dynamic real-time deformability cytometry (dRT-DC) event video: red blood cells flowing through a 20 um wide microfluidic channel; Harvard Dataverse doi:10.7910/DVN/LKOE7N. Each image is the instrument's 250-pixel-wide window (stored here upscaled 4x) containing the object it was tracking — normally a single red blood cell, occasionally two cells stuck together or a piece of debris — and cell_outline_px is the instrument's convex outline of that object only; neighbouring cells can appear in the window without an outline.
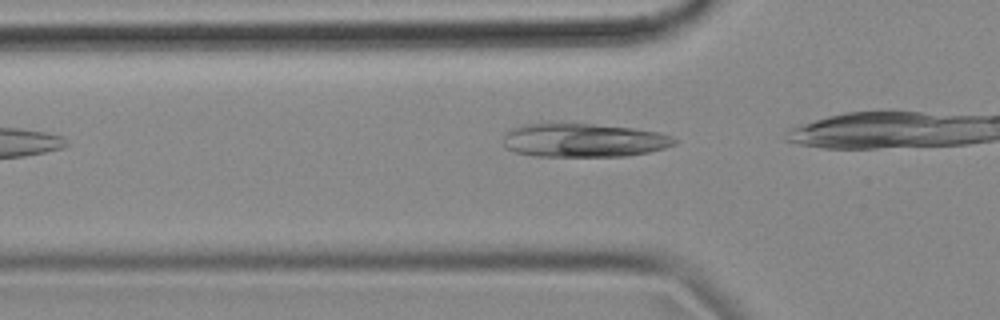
{"species": "common noctule bat (a hibernating species)", "species_latin": "Nyctalus noctula", "temperature_condition": "cold", "stored_images_in_passage": 7, "camera_frame_rate_fps": 3000, "um_per_image_px": 0.085, "animal": {"sex": "female", "body_mass_g": 18.4}, "frame": {"image": 1, "passage_image": 2, "time_ms": 0.333, "image_size_px": [1000, 320], "cell_outline_px": [[676, 144], [664, 148], [648, 152], [624, 156], [532, 156], [516, 152], [504, 148], [504, 132], [508, 128], [524, 124], [548, 120], [556, 120], [632, 128], [656, 132], [672, 136], [676, 140]], "centroid_in_image_um": [49.48, 11.88], "position_along_channel_um": 76.3, "area_um2": 34.68}}
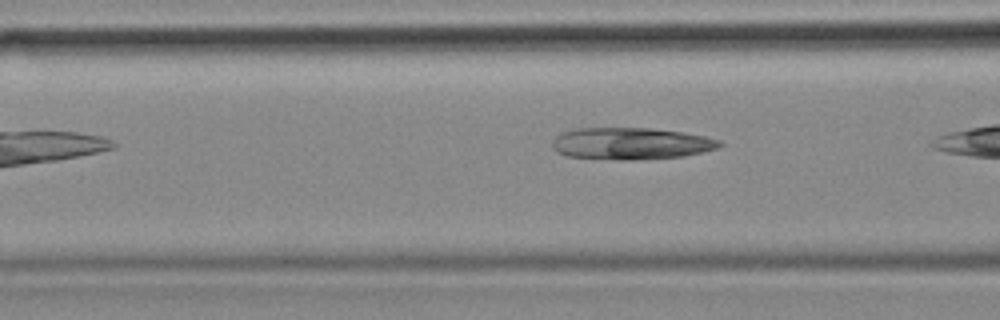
{"frame": {"image": 2, "passage_image": 5, "time_ms": 1.333, "image_size_px": [1000, 320], "cell_outline_px": [[724, 144], [716, 148], [684, 156], [632, 160], [620, 160], [568, 156], [556, 152], [552, 148], [552, 140], [560, 132], [576, 128], [652, 128], [684, 132], [704, 136], [720, 140]], "centroid_in_image_um": [53.59, 12.19], "position_along_channel_um": 113.0, "area_um2": 31.21}}